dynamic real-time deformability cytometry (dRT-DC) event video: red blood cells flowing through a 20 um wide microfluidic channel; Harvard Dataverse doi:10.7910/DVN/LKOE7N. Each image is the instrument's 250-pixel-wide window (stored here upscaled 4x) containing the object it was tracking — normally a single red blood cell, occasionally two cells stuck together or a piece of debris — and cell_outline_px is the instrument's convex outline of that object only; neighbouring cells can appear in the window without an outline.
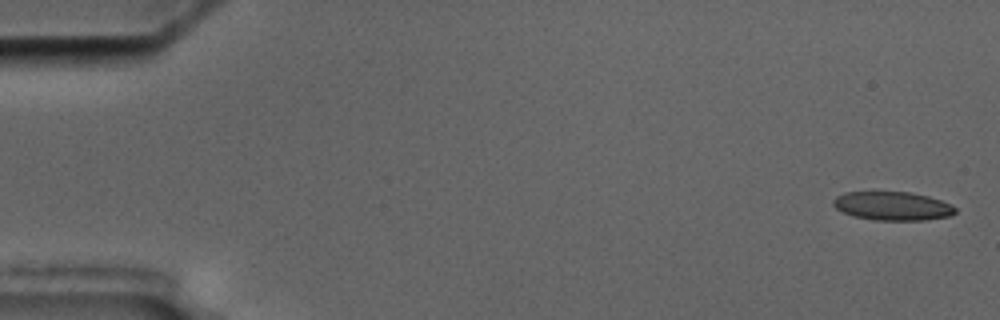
{"species": "common noctule bat (a hibernating species)", "species_latin": "Nyctalus noctula", "temperature_condition": "cold", "stored_images_in_passage": 14, "segment_of_instrument_passage": [1, 2], "camera_frame_rate_fps": 3000, "um_per_image_px": 0.085, "animal": {"sex": "male", "body_mass_g": 17.5, "forearm_length_mm": 52.3}, "frame": {"image": 1, "passage_image": 1, "time_ms": 0.0, "image_size_px": [1000, 320], "cell_outline_px": [[956, 212], [948, 216], [924, 220], [876, 220], [852, 216], [836, 208], [832, 204], [832, 200], [836, 196], [844, 192], [908, 192], [928, 196], [940, 200], [956, 208]], "centroid_in_image_um": [75.82, 17.51], "position_along_channel_um": 9.2, "area_um2": 20.23}}
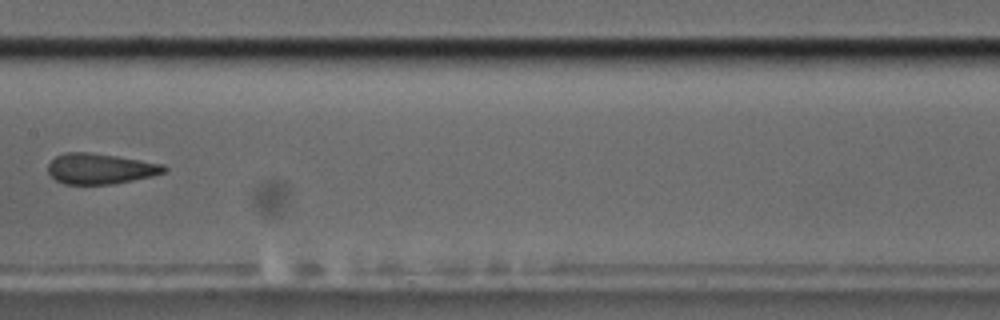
{"frame": {"image": 2, "passage_image": 7, "time_ms": 9.333, "image_size_px": [1000, 320], "cell_outline_px": [[168, 168], [164, 172], [152, 176], [112, 184], [64, 184], [56, 180], [48, 172], [48, 164], [56, 156], [64, 152], [88, 152], [116, 156], [164, 164]], "centroid_in_image_um": [8.51, 14.34], "position_along_channel_um": 198.9, "area_um2": 20.58}}
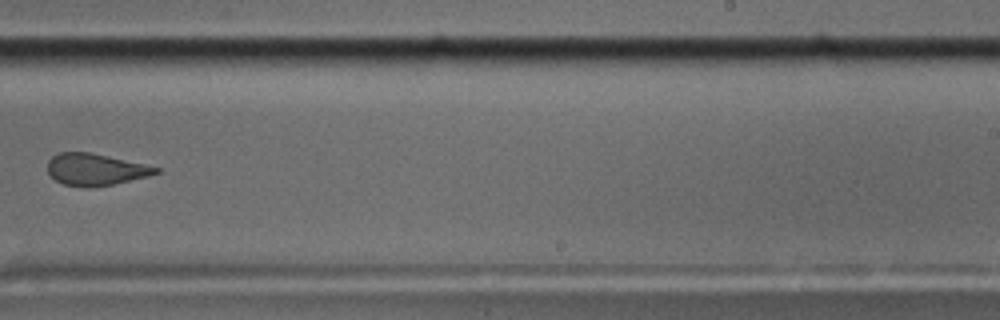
{"frame": {"image": 3, "passage_image": 9, "time_ms": 11.667, "image_size_px": [1000, 320], "cell_outline_px": [[160, 172], [148, 176], [112, 184], [88, 188], [84, 188], [64, 184], [56, 180], [48, 172], [48, 160], [52, 156], [60, 152], [88, 152], [108, 156], [144, 164], [160, 168]], "centroid_in_image_um": [8.09, 14.41], "position_along_channel_um": 280.9, "area_um2": 19.88}}